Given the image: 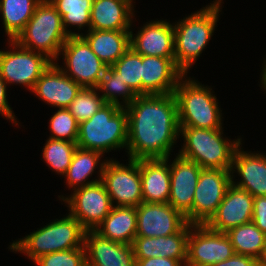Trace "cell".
I'll return each mask as SVG.
<instances>
[{"label":"cell","mask_w":266,"mask_h":266,"mask_svg":"<svg viewBox=\"0 0 266 266\" xmlns=\"http://www.w3.org/2000/svg\"><path fill=\"white\" fill-rule=\"evenodd\" d=\"M7 83L1 77L0 74V114L1 116L5 117L9 121L14 124H18L17 120L15 119V114L12 111V108L8 104L7 100Z\"/></svg>","instance_id":"f35d334b"},{"label":"cell","mask_w":266,"mask_h":266,"mask_svg":"<svg viewBox=\"0 0 266 266\" xmlns=\"http://www.w3.org/2000/svg\"><path fill=\"white\" fill-rule=\"evenodd\" d=\"M37 266H87L85 248L44 254L33 261Z\"/></svg>","instance_id":"d590c367"},{"label":"cell","mask_w":266,"mask_h":266,"mask_svg":"<svg viewBox=\"0 0 266 266\" xmlns=\"http://www.w3.org/2000/svg\"><path fill=\"white\" fill-rule=\"evenodd\" d=\"M128 160L129 164L123 165L111 158L104 165L101 182L112 206L137 207L143 202L139 160Z\"/></svg>","instance_id":"30bf717a"},{"label":"cell","mask_w":266,"mask_h":266,"mask_svg":"<svg viewBox=\"0 0 266 266\" xmlns=\"http://www.w3.org/2000/svg\"><path fill=\"white\" fill-rule=\"evenodd\" d=\"M253 203L254 197L249 192L231 184L206 225L211 230L226 233L236 226L251 222Z\"/></svg>","instance_id":"2e32d148"},{"label":"cell","mask_w":266,"mask_h":266,"mask_svg":"<svg viewBox=\"0 0 266 266\" xmlns=\"http://www.w3.org/2000/svg\"><path fill=\"white\" fill-rule=\"evenodd\" d=\"M102 156L103 154L99 151L77 147L73 155L71 164L64 175L68 188L75 190L101 181L102 171L106 163V159L102 161V163H100ZM96 168L99 170V177L98 179H92L90 181L89 177H92V174L94 173V170Z\"/></svg>","instance_id":"484cf974"},{"label":"cell","mask_w":266,"mask_h":266,"mask_svg":"<svg viewBox=\"0 0 266 266\" xmlns=\"http://www.w3.org/2000/svg\"><path fill=\"white\" fill-rule=\"evenodd\" d=\"M84 248L87 266L136 265L133 245L114 242L95 230H86Z\"/></svg>","instance_id":"e0dca14e"},{"label":"cell","mask_w":266,"mask_h":266,"mask_svg":"<svg viewBox=\"0 0 266 266\" xmlns=\"http://www.w3.org/2000/svg\"><path fill=\"white\" fill-rule=\"evenodd\" d=\"M135 266H186L183 262L167 257H151L147 259H136Z\"/></svg>","instance_id":"60d3db41"},{"label":"cell","mask_w":266,"mask_h":266,"mask_svg":"<svg viewBox=\"0 0 266 266\" xmlns=\"http://www.w3.org/2000/svg\"><path fill=\"white\" fill-rule=\"evenodd\" d=\"M65 66L59 68L82 88H96L108 66L81 35H71L60 50Z\"/></svg>","instance_id":"ba28073f"},{"label":"cell","mask_w":266,"mask_h":266,"mask_svg":"<svg viewBox=\"0 0 266 266\" xmlns=\"http://www.w3.org/2000/svg\"><path fill=\"white\" fill-rule=\"evenodd\" d=\"M212 266H260V264L257 258L234 253L231 258L215 263Z\"/></svg>","instance_id":"ab89813d"},{"label":"cell","mask_w":266,"mask_h":266,"mask_svg":"<svg viewBox=\"0 0 266 266\" xmlns=\"http://www.w3.org/2000/svg\"><path fill=\"white\" fill-rule=\"evenodd\" d=\"M190 224L186 223L177 233L161 236V251L159 257L180 260L184 264L187 259V240Z\"/></svg>","instance_id":"e575fe53"},{"label":"cell","mask_w":266,"mask_h":266,"mask_svg":"<svg viewBox=\"0 0 266 266\" xmlns=\"http://www.w3.org/2000/svg\"><path fill=\"white\" fill-rule=\"evenodd\" d=\"M222 129L180 127L184 143L178 154L202 169H231L235 150L242 140L224 138Z\"/></svg>","instance_id":"277c9868"},{"label":"cell","mask_w":266,"mask_h":266,"mask_svg":"<svg viewBox=\"0 0 266 266\" xmlns=\"http://www.w3.org/2000/svg\"><path fill=\"white\" fill-rule=\"evenodd\" d=\"M264 65L262 66V71H261V77L260 80H261V85L262 87L261 88H264V90L266 91V59L264 60Z\"/></svg>","instance_id":"b9f144b4"},{"label":"cell","mask_w":266,"mask_h":266,"mask_svg":"<svg viewBox=\"0 0 266 266\" xmlns=\"http://www.w3.org/2000/svg\"><path fill=\"white\" fill-rule=\"evenodd\" d=\"M86 229L70 213L37 229L24 238L13 241L9 249L26 254L29 260L57 251L84 247Z\"/></svg>","instance_id":"5b68a950"},{"label":"cell","mask_w":266,"mask_h":266,"mask_svg":"<svg viewBox=\"0 0 266 266\" xmlns=\"http://www.w3.org/2000/svg\"><path fill=\"white\" fill-rule=\"evenodd\" d=\"M170 164V196L168 203L192 224L195 188L202 168L179 154Z\"/></svg>","instance_id":"5bb4252c"},{"label":"cell","mask_w":266,"mask_h":266,"mask_svg":"<svg viewBox=\"0 0 266 266\" xmlns=\"http://www.w3.org/2000/svg\"><path fill=\"white\" fill-rule=\"evenodd\" d=\"M136 229V207L113 206L95 231L114 242L132 245L136 237Z\"/></svg>","instance_id":"d4e9b609"},{"label":"cell","mask_w":266,"mask_h":266,"mask_svg":"<svg viewBox=\"0 0 266 266\" xmlns=\"http://www.w3.org/2000/svg\"><path fill=\"white\" fill-rule=\"evenodd\" d=\"M259 264L260 266H266V245H265L264 252L261 258L259 259Z\"/></svg>","instance_id":"7bdbcfd3"},{"label":"cell","mask_w":266,"mask_h":266,"mask_svg":"<svg viewBox=\"0 0 266 266\" xmlns=\"http://www.w3.org/2000/svg\"><path fill=\"white\" fill-rule=\"evenodd\" d=\"M135 259L159 257L161 251L160 237H135L133 242Z\"/></svg>","instance_id":"8d00e7d4"},{"label":"cell","mask_w":266,"mask_h":266,"mask_svg":"<svg viewBox=\"0 0 266 266\" xmlns=\"http://www.w3.org/2000/svg\"><path fill=\"white\" fill-rule=\"evenodd\" d=\"M223 0H215L173 24L175 63L185 73L209 43L221 12Z\"/></svg>","instance_id":"7a4b0ae2"},{"label":"cell","mask_w":266,"mask_h":266,"mask_svg":"<svg viewBox=\"0 0 266 266\" xmlns=\"http://www.w3.org/2000/svg\"><path fill=\"white\" fill-rule=\"evenodd\" d=\"M68 37L57 9L49 0H41L15 41L21 47L42 53L56 62Z\"/></svg>","instance_id":"52a82bcc"},{"label":"cell","mask_w":266,"mask_h":266,"mask_svg":"<svg viewBox=\"0 0 266 266\" xmlns=\"http://www.w3.org/2000/svg\"><path fill=\"white\" fill-rule=\"evenodd\" d=\"M127 110L115 104H104L90 119L79 123L77 146L96 150L103 155L127 147Z\"/></svg>","instance_id":"3957f363"},{"label":"cell","mask_w":266,"mask_h":266,"mask_svg":"<svg viewBox=\"0 0 266 266\" xmlns=\"http://www.w3.org/2000/svg\"><path fill=\"white\" fill-rule=\"evenodd\" d=\"M236 254L247 255L258 260L266 245V235L251 221L226 232Z\"/></svg>","instance_id":"83f0119b"},{"label":"cell","mask_w":266,"mask_h":266,"mask_svg":"<svg viewBox=\"0 0 266 266\" xmlns=\"http://www.w3.org/2000/svg\"><path fill=\"white\" fill-rule=\"evenodd\" d=\"M57 9L62 18V24L65 31L71 35H81L67 29L69 26H75L83 29L85 26L90 30L91 8L93 0H49ZM83 27V28H82Z\"/></svg>","instance_id":"f1b7e54d"},{"label":"cell","mask_w":266,"mask_h":266,"mask_svg":"<svg viewBox=\"0 0 266 266\" xmlns=\"http://www.w3.org/2000/svg\"><path fill=\"white\" fill-rule=\"evenodd\" d=\"M136 34L130 30V47L140 55L175 58L173 23L146 22Z\"/></svg>","instance_id":"ac0fdd59"},{"label":"cell","mask_w":266,"mask_h":266,"mask_svg":"<svg viewBox=\"0 0 266 266\" xmlns=\"http://www.w3.org/2000/svg\"><path fill=\"white\" fill-rule=\"evenodd\" d=\"M41 0H0V15H2L7 40H15L24 30Z\"/></svg>","instance_id":"4316f807"},{"label":"cell","mask_w":266,"mask_h":266,"mask_svg":"<svg viewBox=\"0 0 266 266\" xmlns=\"http://www.w3.org/2000/svg\"><path fill=\"white\" fill-rule=\"evenodd\" d=\"M242 149L239 145L233 156L232 184L246 190L253 197L266 196V155ZM234 173L241 177L239 182L234 181Z\"/></svg>","instance_id":"44dd1931"},{"label":"cell","mask_w":266,"mask_h":266,"mask_svg":"<svg viewBox=\"0 0 266 266\" xmlns=\"http://www.w3.org/2000/svg\"><path fill=\"white\" fill-rule=\"evenodd\" d=\"M252 222L266 235V196L254 197Z\"/></svg>","instance_id":"74e56055"},{"label":"cell","mask_w":266,"mask_h":266,"mask_svg":"<svg viewBox=\"0 0 266 266\" xmlns=\"http://www.w3.org/2000/svg\"><path fill=\"white\" fill-rule=\"evenodd\" d=\"M96 88L102 93L101 96L106 103L115 104L121 108H126L137 97L112 66L107 68Z\"/></svg>","instance_id":"f546056e"},{"label":"cell","mask_w":266,"mask_h":266,"mask_svg":"<svg viewBox=\"0 0 266 266\" xmlns=\"http://www.w3.org/2000/svg\"><path fill=\"white\" fill-rule=\"evenodd\" d=\"M234 253L226 233L211 230L206 224H190L186 266H212Z\"/></svg>","instance_id":"8fae6325"},{"label":"cell","mask_w":266,"mask_h":266,"mask_svg":"<svg viewBox=\"0 0 266 266\" xmlns=\"http://www.w3.org/2000/svg\"><path fill=\"white\" fill-rule=\"evenodd\" d=\"M49 121V138L77 142L79 123L67 108H59Z\"/></svg>","instance_id":"836d02e7"},{"label":"cell","mask_w":266,"mask_h":266,"mask_svg":"<svg viewBox=\"0 0 266 266\" xmlns=\"http://www.w3.org/2000/svg\"><path fill=\"white\" fill-rule=\"evenodd\" d=\"M232 184L231 169H202L194 192L192 224H206Z\"/></svg>","instance_id":"7c38bea8"},{"label":"cell","mask_w":266,"mask_h":266,"mask_svg":"<svg viewBox=\"0 0 266 266\" xmlns=\"http://www.w3.org/2000/svg\"><path fill=\"white\" fill-rule=\"evenodd\" d=\"M134 0H93L90 29L131 30Z\"/></svg>","instance_id":"603a6c76"},{"label":"cell","mask_w":266,"mask_h":266,"mask_svg":"<svg viewBox=\"0 0 266 266\" xmlns=\"http://www.w3.org/2000/svg\"><path fill=\"white\" fill-rule=\"evenodd\" d=\"M81 89L56 62H52L36 81L31 92L51 107L67 108Z\"/></svg>","instance_id":"d6986e66"},{"label":"cell","mask_w":266,"mask_h":266,"mask_svg":"<svg viewBox=\"0 0 266 266\" xmlns=\"http://www.w3.org/2000/svg\"><path fill=\"white\" fill-rule=\"evenodd\" d=\"M168 162L169 157L139 160L143 202L168 203L170 196V163Z\"/></svg>","instance_id":"7402d4cb"},{"label":"cell","mask_w":266,"mask_h":266,"mask_svg":"<svg viewBox=\"0 0 266 266\" xmlns=\"http://www.w3.org/2000/svg\"><path fill=\"white\" fill-rule=\"evenodd\" d=\"M104 104L97 88H82L67 107L78 123L90 119Z\"/></svg>","instance_id":"d6a6232c"},{"label":"cell","mask_w":266,"mask_h":266,"mask_svg":"<svg viewBox=\"0 0 266 266\" xmlns=\"http://www.w3.org/2000/svg\"><path fill=\"white\" fill-rule=\"evenodd\" d=\"M184 75L175 58L142 55V95L174 93Z\"/></svg>","instance_id":"ffe728a7"},{"label":"cell","mask_w":266,"mask_h":266,"mask_svg":"<svg viewBox=\"0 0 266 266\" xmlns=\"http://www.w3.org/2000/svg\"><path fill=\"white\" fill-rule=\"evenodd\" d=\"M10 50H0V74L7 85L19 84L32 90L36 81L53 62L46 55L8 40Z\"/></svg>","instance_id":"9c48e42d"},{"label":"cell","mask_w":266,"mask_h":266,"mask_svg":"<svg viewBox=\"0 0 266 266\" xmlns=\"http://www.w3.org/2000/svg\"><path fill=\"white\" fill-rule=\"evenodd\" d=\"M82 37L91 50L108 67L112 66L130 48V30H93Z\"/></svg>","instance_id":"cb8c5ba5"},{"label":"cell","mask_w":266,"mask_h":266,"mask_svg":"<svg viewBox=\"0 0 266 266\" xmlns=\"http://www.w3.org/2000/svg\"><path fill=\"white\" fill-rule=\"evenodd\" d=\"M125 109L128 159L168 158L180 135L174 93L137 95Z\"/></svg>","instance_id":"6da1fadb"},{"label":"cell","mask_w":266,"mask_h":266,"mask_svg":"<svg viewBox=\"0 0 266 266\" xmlns=\"http://www.w3.org/2000/svg\"><path fill=\"white\" fill-rule=\"evenodd\" d=\"M136 212V237L169 236L187 223L186 218L169 203L141 202Z\"/></svg>","instance_id":"9a60e30c"},{"label":"cell","mask_w":266,"mask_h":266,"mask_svg":"<svg viewBox=\"0 0 266 266\" xmlns=\"http://www.w3.org/2000/svg\"><path fill=\"white\" fill-rule=\"evenodd\" d=\"M185 74L174 90L180 127L220 129L222 110L212 88ZM187 78V79H186ZM185 80V81H184Z\"/></svg>","instance_id":"8992f818"},{"label":"cell","mask_w":266,"mask_h":266,"mask_svg":"<svg viewBox=\"0 0 266 266\" xmlns=\"http://www.w3.org/2000/svg\"><path fill=\"white\" fill-rule=\"evenodd\" d=\"M77 147L76 142L48 138L42 150V158L52 171L64 176Z\"/></svg>","instance_id":"4dcf8cb0"},{"label":"cell","mask_w":266,"mask_h":266,"mask_svg":"<svg viewBox=\"0 0 266 266\" xmlns=\"http://www.w3.org/2000/svg\"><path fill=\"white\" fill-rule=\"evenodd\" d=\"M112 67L136 95H142V55L130 47Z\"/></svg>","instance_id":"1f68e13d"},{"label":"cell","mask_w":266,"mask_h":266,"mask_svg":"<svg viewBox=\"0 0 266 266\" xmlns=\"http://www.w3.org/2000/svg\"><path fill=\"white\" fill-rule=\"evenodd\" d=\"M60 199L68 204L69 213L86 230H95L113 207L110 196L101 181L75 189L68 197L62 195Z\"/></svg>","instance_id":"4fadbf2b"}]
</instances>
